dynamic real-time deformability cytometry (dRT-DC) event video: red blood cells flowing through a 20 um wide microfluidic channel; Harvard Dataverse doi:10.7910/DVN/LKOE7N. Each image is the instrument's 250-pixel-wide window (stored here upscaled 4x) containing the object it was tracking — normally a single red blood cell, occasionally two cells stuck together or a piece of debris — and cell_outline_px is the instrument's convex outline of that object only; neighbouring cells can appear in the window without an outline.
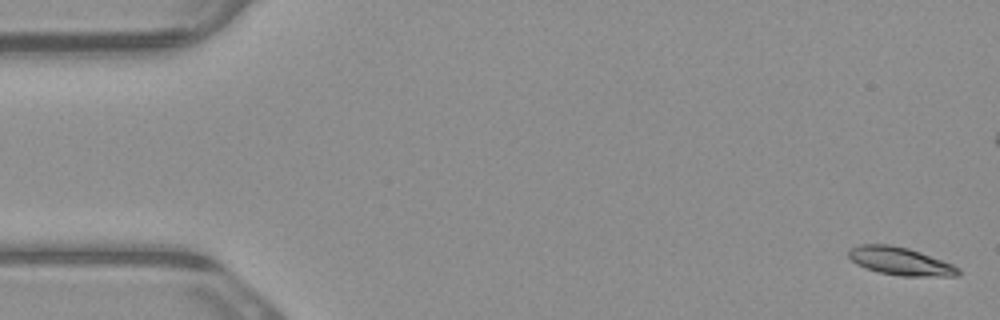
{"species": "common noctule bat (a hibernating species)", "species_latin": "Nyctalus noctula", "temperature_condition": "warm", "stored_images_in_passage": 5, "camera_frame_rate_fps": 3000, "um_per_image_px": 0.085, "animal": {"sex": "male", "body_mass_g": 23.1, "forearm_length_mm": 52.7}, "frame": {"image": 1, "passage_image": 1, "time_ms": 0.0, "image_size_px": [1000, 320], "cell_outline_px": [[960, 272], [956, 276], [900, 276], [880, 272], [856, 264], [848, 256], [848, 252], [852, 248], [860, 244], [888, 244], [908, 248], [920, 252], [952, 264], [960, 268]], "centroid_in_image_um": [76.53, 22.2], "position_along_channel_um": 8.5, "area_um2": 17.63}}